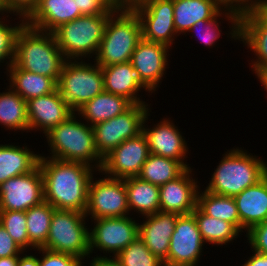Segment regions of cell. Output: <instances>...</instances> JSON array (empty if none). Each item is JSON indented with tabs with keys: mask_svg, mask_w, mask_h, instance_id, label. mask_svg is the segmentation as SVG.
<instances>
[{
	"mask_svg": "<svg viewBox=\"0 0 267 266\" xmlns=\"http://www.w3.org/2000/svg\"><path fill=\"white\" fill-rule=\"evenodd\" d=\"M259 6L267 13V0H262Z\"/></svg>",
	"mask_w": 267,
	"mask_h": 266,
	"instance_id": "obj_52",
	"label": "cell"
},
{
	"mask_svg": "<svg viewBox=\"0 0 267 266\" xmlns=\"http://www.w3.org/2000/svg\"><path fill=\"white\" fill-rule=\"evenodd\" d=\"M148 104H133L128 110L104 122L92 126L95 146L104 158L126 139L142 133L144 118L149 113Z\"/></svg>",
	"mask_w": 267,
	"mask_h": 266,
	"instance_id": "obj_9",
	"label": "cell"
},
{
	"mask_svg": "<svg viewBox=\"0 0 267 266\" xmlns=\"http://www.w3.org/2000/svg\"><path fill=\"white\" fill-rule=\"evenodd\" d=\"M80 16L82 13L75 0H39L25 23L41 31L53 32L60 25Z\"/></svg>",
	"mask_w": 267,
	"mask_h": 266,
	"instance_id": "obj_24",
	"label": "cell"
},
{
	"mask_svg": "<svg viewBox=\"0 0 267 266\" xmlns=\"http://www.w3.org/2000/svg\"><path fill=\"white\" fill-rule=\"evenodd\" d=\"M223 11L221 10L214 18L211 20H200L196 22L192 27L190 28L189 32L191 31H197L199 28L201 29L203 27V31L201 29L202 34H199V39H201V42L204 43L206 46H214L215 42H217L218 38L221 35L220 26L218 23V17L223 15ZM222 14V15H221ZM200 32V31H198Z\"/></svg>",
	"mask_w": 267,
	"mask_h": 266,
	"instance_id": "obj_38",
	"label": "cell"
},
{
	"mask_svg": "<svg viewBox=\"0 0 267 266\" xmlns=\"http://www.w3.org/2000/svg\"><path fill=\"white\" fill-rule=\"evenodd\" d=\"M0 223L23 250H27L29 247L36 250L29 242L26 211L0 210Z\"/></svg>",
	"mask_w": 267,
	"mask_h": 266,
	"instance_id": "obj_36",
	"label": "cell"
},
{
	"mask_svg": "<svg viewBox=\"0 0 267 266\" xmlns=\"http://www.w3.org/2000/svg\"><path fill=\"white\" fill-rule=\"evenodd\" d=\"M267 174V164L244 150L227 151L212 174L206 191L234 197Z\"/></svg>",
	"mask_w": 267,
	"mask_h": 266,
	"instance_id": "obj_6",
	"label": "cell"
},
{
	"mask_svg": "<svg viewBox=\"0 0 267 266\" xmlns=\"http://www.w3.org/2000/svg\"><path fill=\"white\" fill-rule=\"evenodd\" d=\"M39 253L42 251V258L39 259L38 266H84L83 260L66 253L49 251L44 248H37Z\"/></svg>",
	"mask_w": 267,
	"mask_h": 266,
	"instance_id": "obj_39",
	"label": "cell"
},
{
	"mask_svg": "<svg viewBox=\"0 0 267 266\" xmlns=\"http://www.w3.org/2000/svg\"><path fill=\"white\" fill-rule=\"evenodd\" d=\"M85 213L54 209L46 244L49 251L66 253L84 259L90 258L89 228Z\"/></svg>",
	"mask_w": 267,
	"mask_h": 266,
	"instance_id": "obj_7",
	"label": "cell"
},
{
	"mask_svg": "<svg viewBox=\"0 0 267 266\" xmlns=\"http://www.w3.org/2000/svg\"><path fill=\"white\" fill-rule=\"evenodd\" d=\"M240 218V232H247L267 220V174L256 184L234 196Z\"/></svg>",
	"mask_w": 267,
	"mask_h": 266,
	"instance_id": "obj_25",
	"label": "cell"
},
{
	"mask_svg": "<svg viewBox=\"0 0 267 266\" xmlns=\"http://www.w3.org/2000/svg\"><path fill=\"white\" fill-rule=\"evenodd\" d=\"M26 102L29 132L30 129H35L42 130L46 134L74 113L58 89Z\"/></svg>",
	"mask_w": 267,
	"mask_h": 266,
	"instance_id": "obj_18",
	"label": "cell"
},
{
	"mask_svg": "<svg viewBox=\"0 0 267 266\" xmlns=\"http://www.w3.org/2000/svg\"><path fill=\"white\" fill-rule=\"evenodd\" d=\"M224 7L244 12L261 4L262 0H218Z\"/></svg>",
	"mask_w": 267,
	"mask_h": 266,
	"instance_id": "obj_44",
	"label": "cell"
},
{
	"mask_svg": "<svg viewBox=\"0 0 267 266\" xmlns=\"http://www.w3.org/2000/svg\"><path fill=\"white\" fill-rule=\"evenodd\" d=\"M149 155L148 141L142 132L137 137L126 139L107 154L99 172L117 179L137 177Z\"/></svg>",
	"mask_w": 267,
	"mask_h": 266,
	"instance_id": "obj_15",
	"label": "cell"
},
{
	"mask_svg": "<svg viewBox=\"0 0 267 266\" xmlns=\"http://www.w3.org/2000/svg\"><path fill=\"white\" fill-rule=\"evenodd\" d=\"M120 6L116 0L103 14L82 15L53 31L66 60H82L96 56L109 16Z\"/></svg>",
	"mask_w": 267,
	"mask_h": 266,
	"instance_id": "obj_5",
	"label": "cell"
},
{
	"mask_svg": "<svg viewBox=\"0 0 267 266\" xmlns=\"http://www.w3.org/2000/svg\"><path fill=\"white\" fill-rule=\"evenodd\" d=\"M95 220V226L89 231L90 253L98 248L101 252L114 253L121 250L139 237V223L131 217H106Z\"/></svg>",
	"mask_w": 267,
	"mask_h": 266,
	"instance_id": "obj_14",
	"label": "cell"
},
{
	"mask_svg": "<svg viewBox=\"0 0 267 266\" xmlns=\"http://www.w3.org/2000/svg\"><path fill=\"white\" fill-rule=\"evenodd\" d=\"M116 258L122 266H164L163 261L152 254L140 237L121 250Z\"/></svg>",
	"mask_w": 267,
	"mask_h": 266,
	"instance_id": "obj_35",
	"label": "cell"
},
{
	"mask_svg": "<svg viewBox=\"0 0 267 266\" xmlns=\"http://www.w3.org/2000/svg\"><path fill=\"white\" fill-rule=\"evenodd\" d=\"M198 191L197 207L206 215L231 223L240 232V218L234 197Z\"/></svg>",
	"mask_w": 267,
	"mask_h": 266,
	"instance_id": "obj_31",
	"label": "cell"
},
{
	"mask_svg": "<svg viewBox=\"0 0 267 266\" xmlns=\"http://www.w3.org/2000/svg\"><path fill=\"white\" fill-rule=\"evenodd\" d=\"M185 170L177 160L150 153L137 177L160 187L176 179Z\"/></svg>",
	"mask_w": 267,
	"mask_h": 266,
	"instance_id": "obj_30",
	"label": "cell"
},
{
	"mask_svg": "<svg viewBox=\"0 0 267 266\" xmlns=\"http://www.w3.org/2000/svg\"><path fill=\"white\" fill-rule=\"evenodd\" d=\"M65 61L53 32L35 29L26 23L19 30L13 63L20 69L53 78L58 83Z\"/></svg>",
	"mask_w": 267,
	"mask_h": 266,
	"instance_id": "obj_2",
	"label": "cell"
},
{
	"mask_svg": "<svg viewBox=\"0 0 267 266\" xmlns=\"http://www.w3.org/2000/svg\"><path fill=\"white\" fill-rule=\"evenodd\" d=\"M204 242L223 245L237 238L240 232L229 222L210 217L198 207L192 212Z\"/></svg>",
	"mask_w": 267,
	"mask_h": 266,
	"instance_id": "obj_33",
	"label": "cell"
},
{
	"mask_svg": "<svg viewBox=\"0 0 267 266\" xmlns=\"http://www.w3.org/2000/svg\"><path fill=\"white\" fill-rule=\"evenodd\" d=\"M240 39L257 56L251 60L255 75L267 71V13L260 6L241 13Z\"/></svg>",
	"mask_w": 267,
	"mask_h": 266,
	"instance_id": "obj_17",
	"label": "cell"
},
{
	"mask_svg": "<svg viewBox=\"0 0 267 266\" xmlns=\"http://www.w3.org/2000/svg\"><path fill=\"white\" fill-rule=\"evenodd\" d=\"M193 169H186L176 179L159 187L160 211L190 214L197 207L199 187L197 181L191 177ZM196 181V182H195Z\"/></svg>",
	"mask_w": 267,
	"mask_h": 266,
	"instance_id": "obj_20",
	"label": "cell"
},
{
	"mask_svg": "<svg viewBox=\"0 0 267 266\" xmlns=\"http://www.w3.org/2000/svg\"><path fill=\"white\" fill-rule=\"evenodd\" d=\"M141 39L138 15L130 6L120 5L108 18L94 62L101 67L129 62Z\"/></svg>",
	"mask_w": 267,
	"mask_h": 266,
	"instance_id": "obj_3",
	"label": "cell"
},
{
	"mask_svg": "<svg viewBox=\"0 0 267 266\" xmlns=\"http://www.w3.org/2000/svg\"><path fill=\"white\" fill-rule=\"evenodd\" d=\"M203 243L194 214L179 215L164 266H196L202 255Z\"/></svg>",
	"mask_w": 267,
	"mask_h": 266,
	"instance_id": "obj_13",
	"label": "cell"
},
{
	"mask_svg": "<svg viewBox=\"0 0 267 266\" xmlns=\"http://www.w3.org/2000/svg\"><path fill=\"white\" fill-rule=\"evenodd\" d=\"M24 252L0 223V258L19 256Z\"/></svg>",
	"mask_w": 267,
	"mask_h": 266,
	"instance_id": "obj_41",
	"label": "cell"
},
{
	"mask_svg": "<svg viewBox=\"0 0 267 266\" xmlns=\"http://www.w3.org/2000/svg\"><path fill=\"white\" fill-rule=\"evenodd\" d=\"M0 93V125L11 130H29L27 102L11 87Z\"/></svg>",
	"mask_w": 267,
	"mask_h": 266,
	"instance_id": "obj_32",
	"label": "cell"
},
{
	"mask_svg": "<svg viewBox=\"0 0 267 266\" xmlns=\"http://www.w3.org/2000/svg\"><path fill=\"white\" fill-rule=\"evenodd\" d=\"M130 7L140 19L143 39L172 47L177 34L173 0H140Z\"/></svg>",
	"mask_w": 267,
	"mask_h": 266,
	"instance_id": "obj_11",
	"label": "cell"
},
{
	"mask_svg": "<svg viewBox=\"0 0 267 266\" xmlns=\"http://www.w3.org/2000/svg\"><path fill=\"white\" fill-rule=\"evenodd\" d=\"M167 45L141 39L131 57L132 66L140 73L142 80L153 90L159 83L168 65Z\"/></svg>",
	"mask_w": 267,
	"mask_h": 266,
	"instance_id": "obj_21",
	"label": "cell"
},
{
	"mask_svg": "<svg viewBox=\"0 0 267 266\" xmlns=\"http://www.w3.org/2000/svg\"><path fill=\"white\" fill-rule=\"evenodd\" d=\"M54 207L46 201L26 211V226L29 242L37 249L46 244Z\"/></svg>",
	"mask_w": 267,
	"mask_h": 266,
	"instance_id": "obj_34",
	"label": "cell"
},
{
	"mask_svg": "<svg viewBox=\"0 0 267 266\" xmlns=\"http://www.w3.org/2000/svg\"><path fill=\"white\" fill-rule=\"evenodd\" d=\"M242 266H267V255L256 251Z\"/></svg>",
	"mask_w": 267,
	"mask_h": 266,
	"instance_id": "obj_46",
	"label": "cell"
},
{
	"mask_svg": "<svg viewBox=\"0 0 267 266\" xmlns=\"http://www.w3.org/2000/svg\"><path fill=\"white\" fill-rule=\"evenodd\" d=\"M102 68L104 90L115 95H120L133 104L145 103L137 97L140 89L148 92L153 90L142 80L140 73L132 66V63L113 64Z\"/></svg>",
	"mask_w": 267,
	"mask_h": 266,
	"instance_id": "obj_22",
	"label": "cell"
},
{
	"mask_svg": "<svg viewBox=\"0 0 267 266\" xmlns=\"http://www.w3.org/2000/svg\"><path fill=\"white\" fill-rule=\"evenodd\" d=\"M76 114L74 112L45 134L52 154L50 158L88 165L96 161V171H100L103 158L96 149L93 128L76 119Z\"/></svg>",
	"mask_w": 267,
	"mask_h": 266,
	"instance_id": "obj_4",
	"label": "cell"
},
{
	"mask_svg": "<svg viewBox=\"0 0 267 266\" xmlns=\"http://www.w3.org/2000/svg\"><path fill=\"white\" fill-rule=\"evenodd\" d=\"M148 116L147 113L143 121L142 132L147 138L150 153L172 158L179 161L186 169L191 168L184 162L188 152L187 143L174 123L166 118L149 129L145 127Z\"/></svg>",
	"mask_w": 267,
	"mask_h": 266,
	"instance_id": "obj_19",
	"label": "cell"
},
{
	"mask_svg": "<svg viewBox=\"0 0 267 266\" xmlns=\"http://www.w3.org/2000/svg\"><path fill=\"white\" fill-rule=\"evenodd\" d=\"M178 216L176 213L158 211L144 216L146 221L139 224V237L161 261L167 258L170 238Z\"/></svg>",
	"mask_w": 267,
	"mask_h": 266,
	"instance_id": "obj_23",
	"label": "cell"
},
{
	"mask_svg": "<svg viewBox=\"0 0 267 266\" xmlns=\"http://www.w3.org/2000/svg\"><path fill=\"white\" fill-rule=\"evenodd\" d=\"M57 89L70 108L76 112L86 102L104 91L102 68L98 64L66 60Z\"/></svg>",
	"mask_w": 267,
	"mask_h": 266,
	"instance_id": "obj_8",
	"label": "cell"
},
{
	"mask_svg": "<svg viewBox=\"0 0 267 266\" xmlns=\"http://www.w3.org/2000/svg\"><path fill=\"white\" fill-rule=\"evenodd\" d=\"M127 190L124 179L104 178L89 184L85 215L92 219L126 217L129 215Z\"/></svg>",
	"mask_w": 267,
	"mask_h": 266,
	"instance_id": "obj_10",
	"label": "cell"
},
{
	"mask_svg": "<svg viewBox=\"0 0 267 266\" xmlns=\"http://www.w3.org/2000/svg\"><path fill=\"white\" fill-rule=\"evenodd\" d=\"M133 103L127 98L103 91L86 102L76 112L92 127L128 110Z\"/></svg>",
	"mask_w": 267,
	"mask_h": 266,
	"instance_id": "obj_26",
	"label": "cell"
},
{
	"mask_svg": "<svg viewBox=\"0 0 267 266\" xmlns=\"http://www.w3.org/2000/svg\"><path fill=\"white\" fill-rule=\"evenodd\" d=\"M39 159L40 154L30 151L27 146L0 144V184L33 171L39 165Z\"/></svg>",
	"mask_w": 267,
	"mask_h": 266,
	"instance_id": "obj_27",
	"label": "cell"
},
{
	"mask_svg": "<svg viewBox=\"0 0 267 266\" xmlns=\"http://www.w3.org/2000/svg\"><path fill=\"white\" fill-rule=\"evenodd\" d=\"M90 266H122L121 262L116 258H109L106 256H97L92 259Z\"/></svg>",
	"mask_w": 267,
	"mask_h": 266,
	"instance_id": "obj_45",
	"label": "cell"
},
{
	"mask_svg": "<svg viewBox=\"0 0 267 266\" xmlns=\"http://www.w3.org/2000/svg\"><path fill=\"white\" fill-rule=\"evenodd\" d=\"M258 79L260 80L261 84L265 88L264 90L267 91V71L262 72L261 74L258 75Z\"/></svg>",
	"mask_w": 267,
	"mask_h": 266,
	"instance_id": "obj_49",
	"label": "cell"
},
{
	"mask_svg": "<svg viewBox=\"0 0 267 266\" xmlns=\"http://www.w3.org/2000/svg\"><path fill=\"white\" fill-rule=\"evenodd\" d=\"M116 0H75L82 15L103 14Z\"/></svg>",
	"mask_w": 267,
	"mask_h": 266,
	"instance_id": "obj_42",
	"label": "cell"
},
{
	"mask_svg": "<svg viewBox=\"0 0 267 266\" xmlns=\"http://www.w3.org/2000/svg\"><path fill=\"white\" fill-rule=\"evenodd\" d=\"M4 12H6V13H10V12L8 11V8H7V5H6L5 0H0V14L3 15Z\"/></svg>",
	"mask_w": 267,
	"mask_h": 266,
	"instance_id": "obj_51",
	"label": "cell"
},
{
	"mask_svg": "<svg viewBox=\"0 0 267 266\" xmlns=\"http://www.w3.org/2000/svg\"><path fill=\"white\" fill-rule=\"evenodd\" d=\"M48 158V159H47ZM95 165L62 161L40 155L43 175L44 201L55 209L85 213L89 184Z\"/></svg>",
	"mask_w": 267,
	"mask_h": 266,
	"instance_id": "obj_1",
	"label": "cell"
},
{
	"mask_svg": "<svg viewBox=\"0 0 267 266\" xmlns=\"http://www.w3.org/2000/svg\"><path fill=\"white\" fill-rule=\"evenodd\" d=\"M10 14L19 15L21 20H26L35 10L39 0H5ZM16 12V13H15Z\"/></svg>",
	"mask_w": 267,
	"mask_h": 266,
	"instance_id": "obj_43",
	"label": "cell"
},
{
	"mask_svg": "<svg viewBox=\"0 0 267 266\" xmlns=\"http://www.w3.org/2000/svg\"><path fill=\"white\" fill-rule=\"evenodd\" d=\"M19 256L0 258V266H17Z\"/></svg>",
	"mask_w": 267,
	"mask_h": 266,
	"instance_id": "obj_48",
	"label": "cell"
},
{
	"mask_svg": "<svg viewBox=\"0 0 267 266\" xmlns=\"http://www.w3.org/2000/svg\"><path fill=\"white\" fill-rule=\"evenodd\" d=\"M8 68L9 87L26 101L57 90V82L53 78L20 69L14 63Z\"/></svg>",
	"mask_w": 267,
	"mask_h": 266,
	"instance_id": "obj_28",
	"label": "cell"
},
{
	"mask_svg": "<svg viewBox=\"0 0 267 266\" xmlns=\"http://www.w3.org/2000/svg\"><path fill=\"white\" fill-rule=\"evenodd\" d=\"M119 3H120V5H122V6H131L132 4H134V3H136V2H138V1H140V0H117Z\"/></svg>",
	"mask_w": 267,
	"mask_h": 266,
	"instance_id": "obj_50",
	"label": "cell"
},
{
	"mask_svg": "<svg viewBox=\"0 0 267 266\" xmlns=\"http://www.w3.org/2000/svg\"><path fill=\"white\" fill-rule=\"evenodd\" d=\"M218 0H173L174 27L177 36L189 32L192 25L200 20H211L221 9L227 21L231 22V38L240 40L241 12L224 7ZM226 9V10H224ZM227 11V12H226ZM179 33V34H178Z\"/></svg>",
	"mask_w": 267,
	"mask_h": 266,
	"instance_id": "obj_12",
	"label": "cell"
},
{
	"mask_svg": "<svg viewBox=\"0 0 267 266\" xmlns=\"http://www.w3.org/2000/svg\"><path fill=\"white\" fill-rule=\"evenodd\" d=\"M43 201L44 182L39 165L0 184V210L27 211Z\"/></svg>",
	"mask_w": 267,
	"mask_h": 266,
	"instance_id": "obj_16",
	"label": "cell"
},
{
	"mask_svg": "<svg viewBox=\"0 0 267 266\" xmlns=\"http://www.w3.org/2000/svg\"><path fill=\"white\" fill-rule=\"evenodd\" d=\"M252 251L267 255V220L253 226L247 233Z\"/></svg>",
	"mask_w": 267,
	"mask_h": 266,
	"instance_id": "obj_40",
	"label": "cell"
},
{
	"mask_svg": "<svg viewBox=\"0 0 267 266\" xmlns=\"http://www.w3.org/2000/svg\"><path fill=\"white\" fill-rule=\"evenodd\" d=\"M20 22L17 26H9L0 18V62L3 63L4 60L9 59L6 69L14 61L16 36L25 24V20H20Z\"/></svg>",
	"mask_w": 267,
	"mask_h": 266,
	"instance_id": "obj_37",
	"label": "cell"
},
{
	"mask_svg": "<svg viewBox=\"0 0 267 266\" xmlns=\"http://www.w3.org/2000/svg\"><path fill=\"white\" fill-rule=\"evenodd\" d=\"M39 265V258L35 255H26L21 256L19 255L18 265L17 266H38Z\"/></svg>",
	"mask_w": 267,
	"mask_h": 266,
	"instance_id": "obj_47",
	"label": "cell"
},
{
	"mask_svg": "<svg viewBox=\"0 0 267 266\" xmlns=\"http://www.w3.org/2000/svg\"><path fill=\"white\" fill-rule=\"evenodd\" d=\"M129 210L143 216L160 211L159 186L143 181L138 177L124 179Z\"/></svg>",
	"mask_w": 267,
	"mask_h": 266,
	"instance_id": "obj_29",
	"label": "cell"
}]
</instances>
